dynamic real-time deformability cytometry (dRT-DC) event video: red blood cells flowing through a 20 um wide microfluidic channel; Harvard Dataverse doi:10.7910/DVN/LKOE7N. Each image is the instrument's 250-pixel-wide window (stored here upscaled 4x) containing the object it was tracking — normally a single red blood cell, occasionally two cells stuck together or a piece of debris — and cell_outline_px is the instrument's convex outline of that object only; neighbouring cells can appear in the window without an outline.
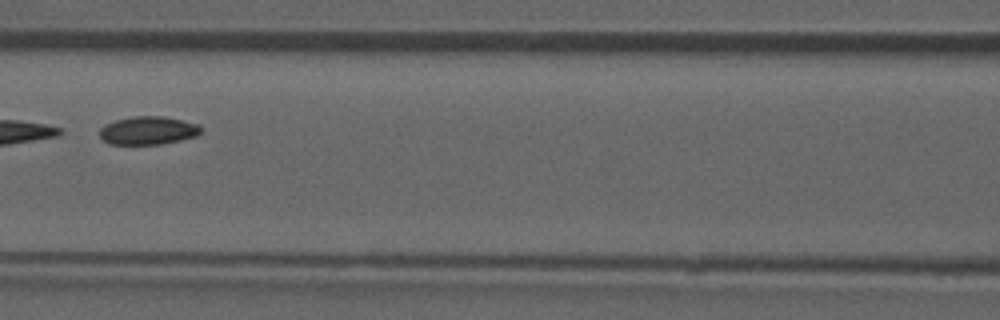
{"species": "common noctule bat (a hibernating species)", "species_latin": "Nyctalus noctula", "temperature_condition": "room temperature", "stored_images_in_passage": 4, "camera_frame_rate_fps": 3000, "um_per_image_px": 0.085, "animal": {"sex": "male", "forearm_length_mm": 52.5}, "frame": {"image": 1, "passage_image": 4, "time_ms": 3.333, "image_size_px": [1000, 320], "cell_outline_px": [[200, 132], [196, 136], [180, 140], [160, 144], [108, 144], [100, 136], [100, 128], [104, 124], [116, 120], [132, 116], [164, 116], [200, 124]], "centroid_in_image_um": [12.57, 11.08], "position_along_channel_um": 154.0, "area_um2": 16.65}}